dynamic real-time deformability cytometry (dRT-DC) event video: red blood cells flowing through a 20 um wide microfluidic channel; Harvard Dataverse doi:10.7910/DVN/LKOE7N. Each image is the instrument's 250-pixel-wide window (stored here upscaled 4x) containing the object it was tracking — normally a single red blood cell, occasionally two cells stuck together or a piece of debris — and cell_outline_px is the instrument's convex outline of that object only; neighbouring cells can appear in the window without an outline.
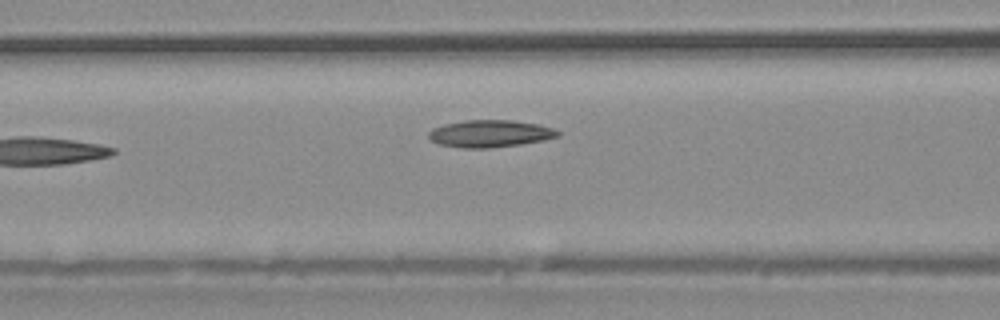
{"species": "common noctule bat (a hibernating species)", "species_latin": "Nyctalus noctula", "temperature_condition": "warm", "stored_images_in_passage": 4, "camera_frame_rate_fps": 3000, "um_per_image_px": 0.085, "animal": {"sex": "male", "body_mass_g": 20.4}, "frame": {"image": 1, "passage_image": 4, "time_ms": 3.667, "image_size_px": [1000, 320], "cell_outline_px": [[560, 136], [544, 140], [520, 144], [488, 148], [460, 148], [440, 144], [432, 140], [428, 136], [428, 132], [432, 128], [444, 124], [464, 120], [512, 120], [540, 124], [552, 128], [560, 132]], "centroid_in_image_um": [41.65, 11.35], "position_along_channel_um": 124.9, "area_um2": 20.52}}